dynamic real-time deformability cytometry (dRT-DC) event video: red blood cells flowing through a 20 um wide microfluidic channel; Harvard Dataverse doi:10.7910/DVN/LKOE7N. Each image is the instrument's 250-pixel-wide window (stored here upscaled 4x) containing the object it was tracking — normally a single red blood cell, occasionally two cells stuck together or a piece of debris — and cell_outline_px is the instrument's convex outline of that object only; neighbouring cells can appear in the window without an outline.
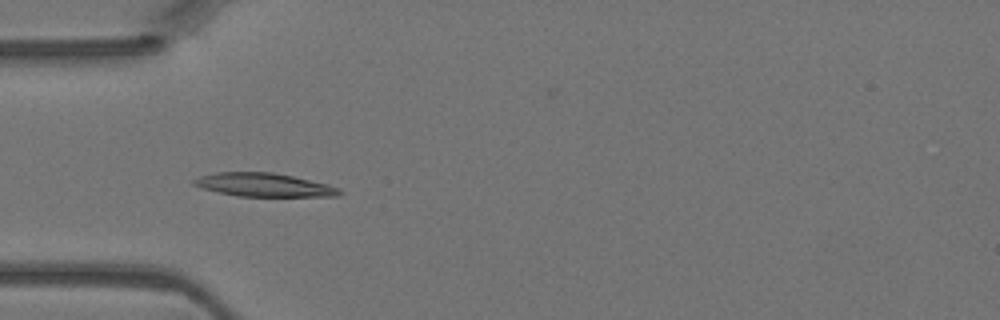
{"species": "Egyptian fruit bat (a non-hibernating species)", "species_latin": "Rousettus aegyptiacus", "temperature_condition": "warm", "stored_images_in_passage": 37, "camera_frame_rate_fps": 3000, "um_per_image_px": 0.085, "animal": {"sex": "female"}, "frame": {"image": 1, "passage_image": 5, "time_ms": 1.333, "image_size_px": [1000, 320], "cell_outline_px": [[344, 192], [340, 196], [236, 196], [204, 188], [192, 184], [192, 180], [200, 176], [216, 172], [272, 172], [292, 176], [328, 184], [340, 188]], "centroid_in_image_um": [22.47, 15.71], "position_along_channel_um": 62.5, "area_um2": 19.83}}
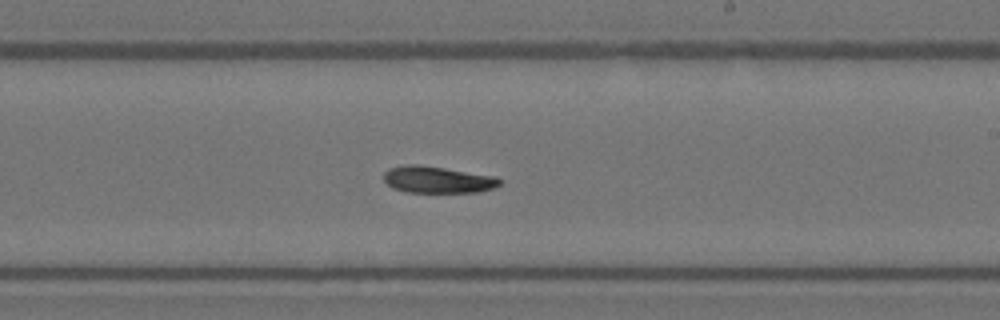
{"frame": {"image": 2, "passage_image": 18, "time_ms": 5.667, "image_size_px": [1000, 320], "cell_outline_px": [[504, 180], [500, 184], [492, 188], [476, 192], [404, 192], [392, 188], [384, 180], [384, 172], [388, 168], [404, 164], [420, 164], [496, 176]], "centroid_in_image_um": [37.17, 15.26], "position_along_channel_um": 251.8, "area_um2": 18.26}}
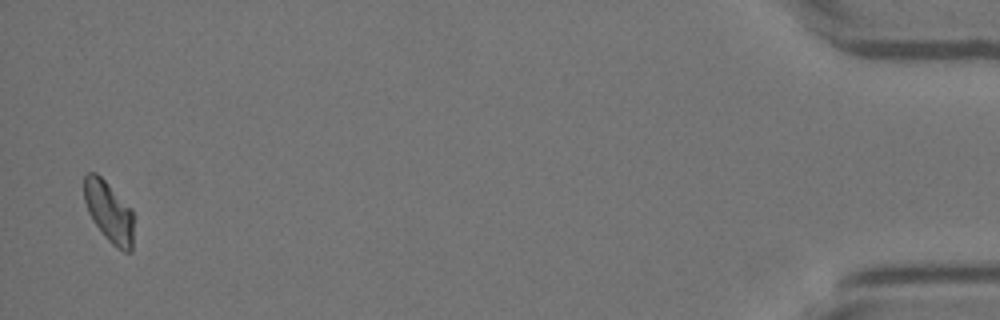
{"frame": {"image": 3, "passage_image": 36, "time_ms": 11.667, "image_size_px": [1000, 320], "cell_outline_px": [[132, 252], [124, 252], [112, 244], [104, 236], [88, 212], [84, 200], [84, 176], [88, 172], [96, 172], [132, 208]], "centroid_in_image_um": [9.25, 17.99], "position_along_channel_um": 425.9, "area_um2": 17.4}}